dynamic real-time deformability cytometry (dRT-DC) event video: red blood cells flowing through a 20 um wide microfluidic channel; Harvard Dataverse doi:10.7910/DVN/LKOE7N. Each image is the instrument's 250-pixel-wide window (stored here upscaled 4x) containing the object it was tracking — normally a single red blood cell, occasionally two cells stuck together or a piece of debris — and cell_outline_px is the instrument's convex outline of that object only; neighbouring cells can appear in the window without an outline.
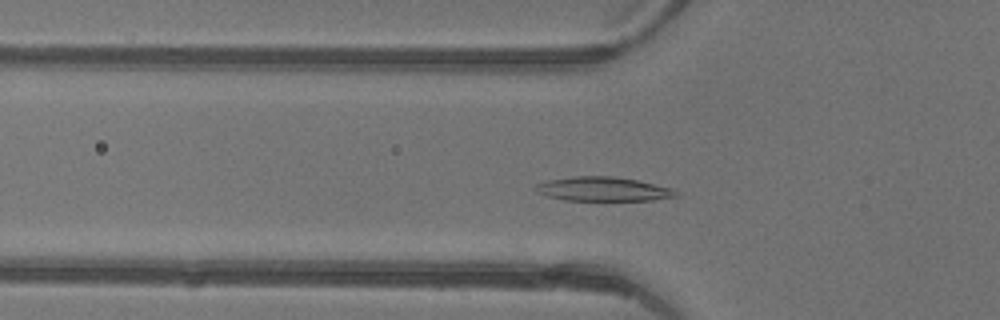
{"species": "common noctule bat (a hibernating species)", "species_latin": "Nyctalus noctula", "temperature_condition": "warm", "stored_images_in_passage": 42, "camera_frame_rate_fps": 3000, "um_per_image_px": 0.085, "animal": {"sex": "female"}, "frame": {"image": 1, "passage_image": 11, "time_ms": 3.333, "image_size_px": [1000, 320], "cell_outline_px": [[680, 196], [652, 200], [564, 200], [548, 196], [536, 192], [532, 188], [536, 184], [548, 180], [572, 176], [612, 176], [636, 180], [672, 188], [680, 192]], "centroid_in_image_um": [51.26, 16.07], "position_along_channel_um": 74.5, "area_um2": 19.83}}
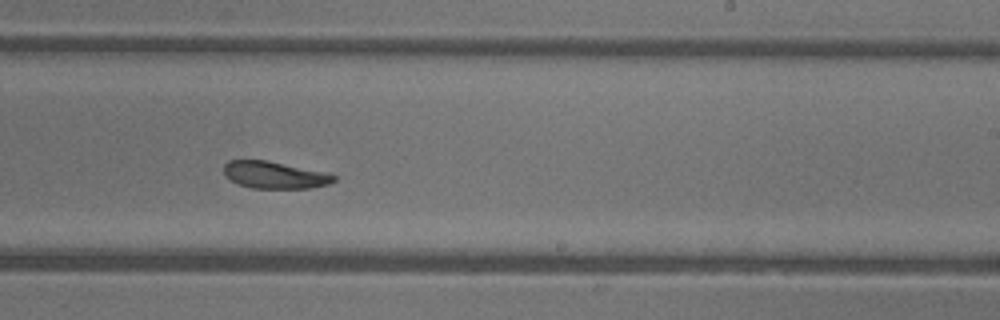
{"frame": {"image": 2, "passage_image": 24, "time_ms": 7.667, "image_size_px": [1000, 320], "cell_outline_px": [[336, 180], [328, 184], [312, 188], [252, 188], [240, 184], [232, 180], [224, 172], [224, 164], [228, 160], [268, 160], [324, 172], [336, 176]], "centroid_in_image_um": [23.36, 14.87], "position_along_channel_um": 265.6, "area_um2": 17.17}}
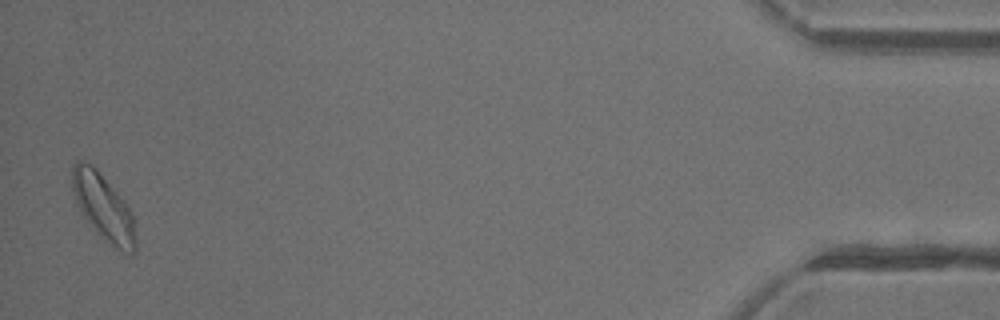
{"frame": {"image": 3, "passage_image": 41, "time_ms": 13.333, "image_size_px": [1000, 320], "cell_outline_px": [[136, 252], [132, 256], [116, 248], [104, 240], [96, 232], [80, 212], [76, 204], [72, 192], [72, 164], [76, 160], [80, 160], [92, 164], [96, 168], [128, 204], [132, 216], [136, 240]], "centroid_in_image_um": [8.78, 17.61], "position_along_channel_um": 426.4, "area_um2": 24.85}, "authors_computed_cell_mechanics": {"area_um2": 19.4497, "velocity_mm_per_s": 4.3995, "shape_relaxation_time_tau1_ms": 3.1047, "shape_relaxation_time_tau2_ms": null, "deformation_change_tau1": 0.126, "deformation_change_tau2": null}}